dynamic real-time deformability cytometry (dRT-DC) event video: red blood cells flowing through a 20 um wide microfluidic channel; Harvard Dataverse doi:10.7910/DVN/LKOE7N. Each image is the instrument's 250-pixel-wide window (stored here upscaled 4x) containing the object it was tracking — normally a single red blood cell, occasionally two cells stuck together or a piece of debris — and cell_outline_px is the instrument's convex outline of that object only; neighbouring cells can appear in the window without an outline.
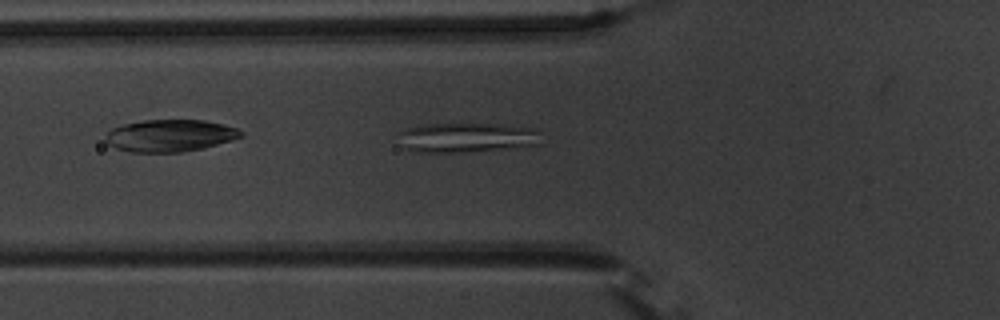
{"species": "common noctule bat (a hibernating species)", "species_latin": "Nyctalus noctula", "temperature_condition": "warm", "stored_images_in_passage": 38, "camera_frame_rate_fps": 3000, "um_per_image_px": 0.085, "animal": {"sex": "male", "body_mass_g": 20.1, "forearm_length_mm": 53.5}, "frame": {"image": 1, "passage_image": 2, "time_ms": 0.333, "image_size_px": [1000, 320], "cell_outline_px": [[540, 144], [512, 148], [460, 152], [412, 152], [404, 148], [400, 132], [404, 128], [424, 124], [508, 124], [540, 128]], "centroid_in_image_um": [39.76, 11.68], "position_along_channel_um": 86.0, "area_um2": 24.97}}
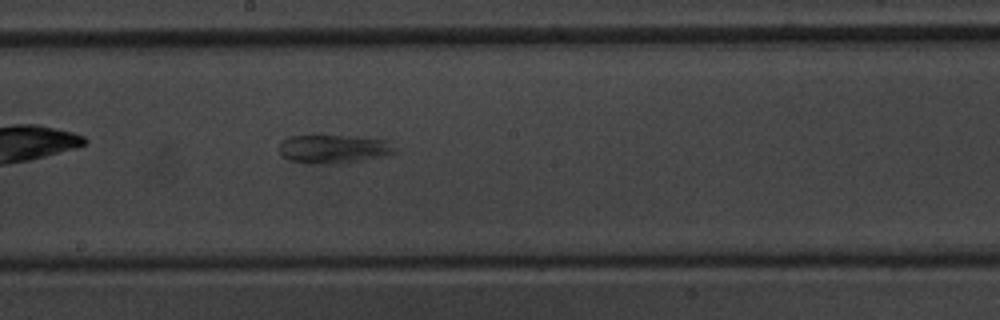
{"frame": {"image": 2, "passage_image": 13, "time_ms": 4.0, "image_size_px": [1000, 320], "cell_outline_px": [[396, 152], [384, 156], [356, 160], [320, 164], [308, 164], [288, 160], [280, 156], [280, 140], [288, 136], [356, 136], [388, 140], [396, 148]], "centroid_in_image_um": [28.31, 12.65], "position_along_channel_um": 219.9, "area_um2": 19.19}}
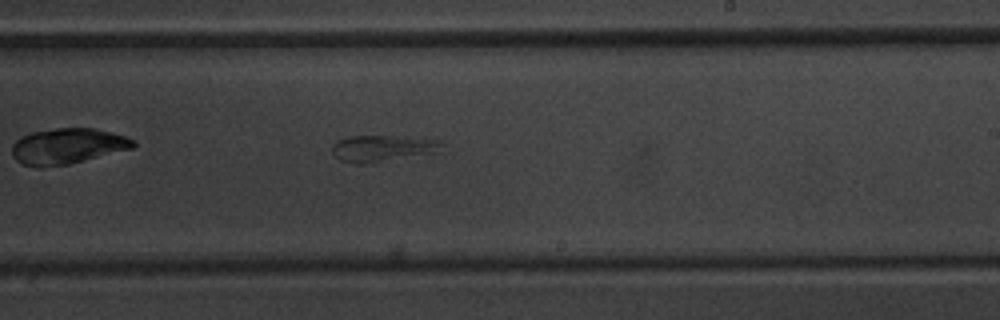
{"frame": {"image": 3, "passage_image": 16, "time_ms": 5.0, "image_size_px": [1000, 320], "cell_outline_px": [[444, 144], [440, 152], [372, 164], [352, 164], [340, 160], [332, 152], [332, 144], [336, 140], [348, 136], [392, 136], [440, 140]], "centroid_in_image_um": [32.51, 12.63], "position_along_channel_um": 256.5, "area_um2": 17.4}}